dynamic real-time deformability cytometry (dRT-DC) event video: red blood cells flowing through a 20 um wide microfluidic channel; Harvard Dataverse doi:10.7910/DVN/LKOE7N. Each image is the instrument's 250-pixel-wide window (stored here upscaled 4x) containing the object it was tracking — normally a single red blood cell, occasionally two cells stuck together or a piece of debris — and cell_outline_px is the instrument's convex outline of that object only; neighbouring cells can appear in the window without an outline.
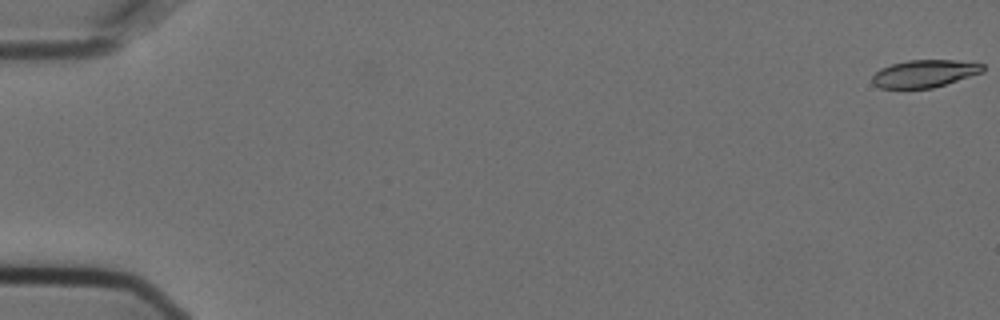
{"species": "Egyptian fruit bat (a non-hibernating species)", "species_latin": "Rousettus aegyptiacus", "temperature_condition": "cold", "stored_images_in_passage": 16, "camera_frame_rate_fps": 3000, "um_per_image_px": 0.085, "animal": {"sex": "female"}, "frame": {"image": 1, "passage_image": 1, "time_ms": 0.0, "image_size_px": [1000, 320], "cell_outline_px": [[984, 72], [932, 88], [880, 88], [872, 84], [872, 76], [880, 68], [892, 64], [908, 60], [956, 60], [984, 64]], "centroid_in_image_um": [78.58, 6.25], "position_along_channel_um": 6.4, "area_um2": 17.69}}
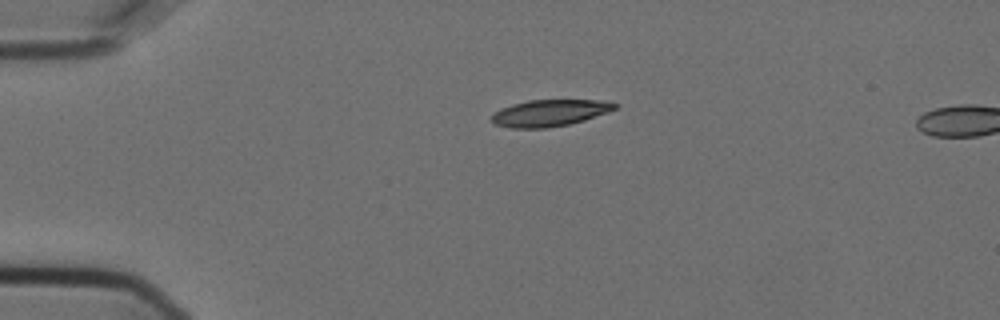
{"frame": {"image": 2, "passage_image": 14, "time_ms": 4.333, "image_size_px": [1000, 320], "cell_outline_px": [[616, 108], [608, 112], [584, 120], [568, 124], [548, 128], [508, 128], [496, 124], [492, 120], [492, 116], [500, 108], [512, 104], [528, 100], [596, 100], [616, 104]], "centroid_in_image_um": [46.68, 9.6], "position_along_channel_um": 38.3, "area_um2": 18.9}}